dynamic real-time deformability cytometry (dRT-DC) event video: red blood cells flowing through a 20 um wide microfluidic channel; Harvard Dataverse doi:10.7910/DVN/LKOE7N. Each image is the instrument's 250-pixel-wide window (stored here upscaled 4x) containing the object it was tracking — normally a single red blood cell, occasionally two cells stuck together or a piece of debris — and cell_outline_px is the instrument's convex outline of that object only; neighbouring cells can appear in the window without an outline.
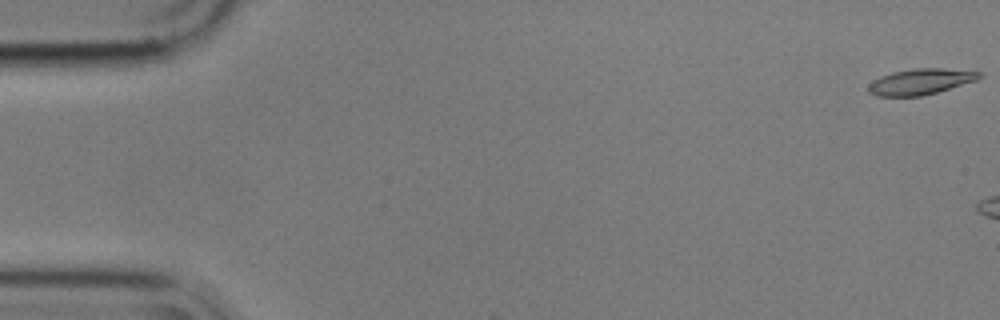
{"species": "common noctule bat (a hibernating species)", "species_latin": "Nyctalus noctula", "temperature_condition": "cold", "stored_images_in_passage": 4, "camera_frame_rate_fps": 3000, "um_per_image_px": 0.085, "animal": {"sex": "male", "body_mass_g": 17.9}, "frame": {"image": 1, "passage_image": 1, "time_ms": 0.0, "image_size_px": [1000, 320], "cell_outline_px": [[984, 76], [976, 80], [936, 92], [920, 96], [876, 96], [868, 92], [868, 84], [872, 80], [880, 76], [892, 72], [916, 68], [940, 68], [980, 72]], "centroid_in_image_um": [78.19, 6.94], "position_along_channel_um": 6.8, "area_um2": 16.59}}